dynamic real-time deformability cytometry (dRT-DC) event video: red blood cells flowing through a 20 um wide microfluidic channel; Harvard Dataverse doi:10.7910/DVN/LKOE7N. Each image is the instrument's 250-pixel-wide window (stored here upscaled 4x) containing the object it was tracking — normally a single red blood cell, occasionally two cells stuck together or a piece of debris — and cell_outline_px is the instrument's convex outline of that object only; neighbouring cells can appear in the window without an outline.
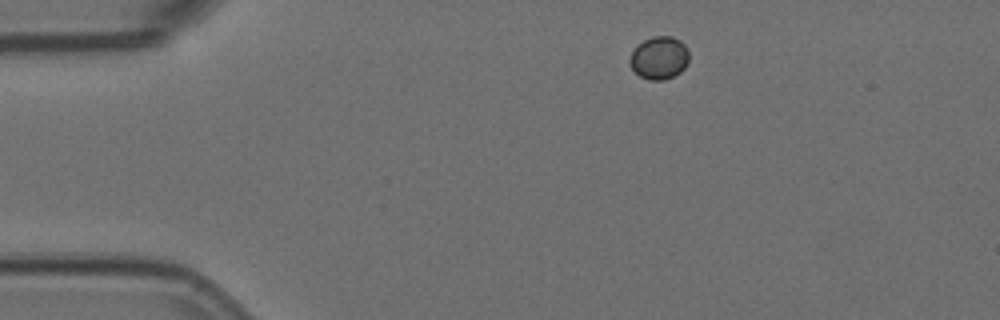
{"species": "Egyptian fruit bat (a non-hibernating species)", "species_latin": "Rousettus aegyptiacus", "temperature_condition": "room temperature", "stored_images_in_passage": 4, "camera_frame_rate_fps": 3000, "um_per_image_px": 0.085, "animal": {"sex": "female"}, "frame": {"image": 1, "passage_image": 1, "time_ms": 0.0, "image_size_px": [1000, 320], "cell_outline_px": [[688, 64], [680, 72], [664, 80], [648, 80], [640, 76], [632, 68], [628, 60], [632, 52], [644, 40], [652, 36], [672, 36], [680, 40], [688, 48]], "centroid_in_image_um": [56.05, 4.91], "position_along_channel_um": 29.0, "area_um2": 14.74}}
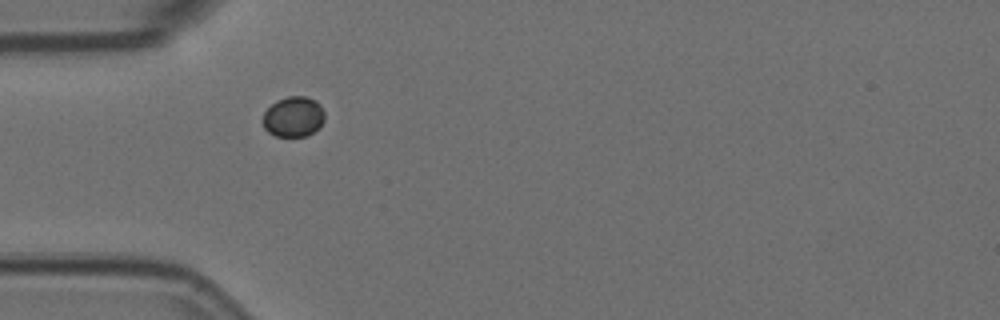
{"frame": {"image": 2, "passage_image": 3, "time_ms": 0.667, "image_size_px": [1000, 320], "cell_outline_px": [[324, 120], [308, 136], [276, 136], [268, 132], [264, 128], [264, 112], [276, 100], [288, 96], [308, 96], [316, 100], [320, 104], [324, 112]], "centroid_in_image_um": [24.95, 9.9], "position_along_channel_um": 60.1, "area_um2": 14.45}}
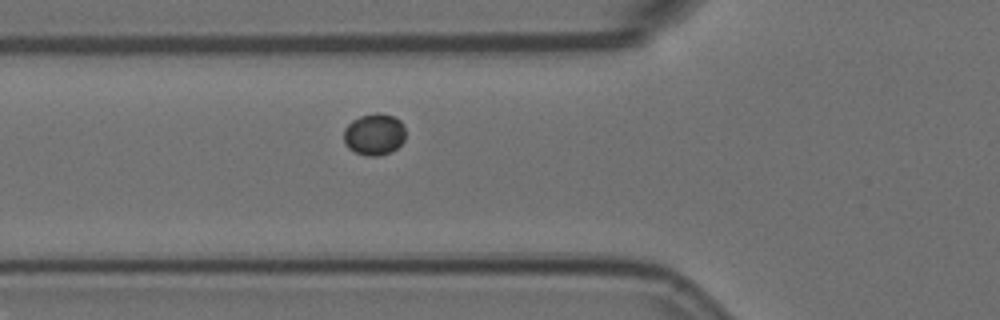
{"frame": {"image": 3, "passage_image": 4, "time_ms": 1.0, "image_size_px": [1000, 320], "cell_outline_px": [[404, 140], [396, 148], [388, 152], [376, 156], [364, 156], [348, 148], [344, 144], [344, 128], [352, 120], [360, 116], [376, 112], [380, 112], [392, 116], [400, 120], [404, 124]], "centroid_in_image_um": [31.79, 11.4], "position_along_channel_um": 94.0, "area_um2": 15.03}}